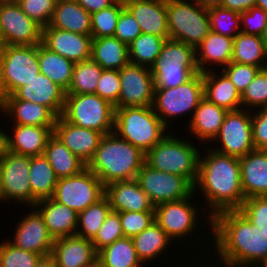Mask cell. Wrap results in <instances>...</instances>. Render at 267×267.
I'll return each instance as SVG.
<instances>
[{
	"label": "cell",
	"mask_w": 267,
	"mask_h": 267,
	"mask_svg": "<svg viewBox=\"0 0 267 267\" xmlns=\"http://www.w3.org/2000/svg\"><path fill=\"white\" fill-rule=\"evenodd\" d=\"M211 232V238H206L213 239L214 252L208 255L225 267H254L267 256V234L239 210L216 214Z\"/></svg>",
	"instance_id": "1"
},
{
	"label": "cell",
	"mask_w": 267,
	"mask_h": 267,
	"mask_svg": "<svg viewBox=\"0 0 267 267\" xmlns=\"http://www.w3.org/2000/svg\"><path fill=\"white\" fill-rule=\"evenodd\" d=\"M200 151L198 177L194 184V193L200 190L207 204L203 214L207 232L212 236V218L223 211L239 210L242 206L245 195L241 187V168L239 158L219 153L211 147L202 154ZM207 153V154H206ZM205 157H203L202 155ZM206 199V200H205ZM210 212V213H209ZM210 224V225H209Z\"/></svg>",
	"instance_id": "2"
},
{
	"label": "cell",
	"mask_w": 267,
	"mask_h": 267,
	"mask_svg": "<svg viewBox=\"0 0 267 267\" xmlns=\"http://www.w3.org/2000/svg\"><path fill=\"white\" fill-rule=\"evenodd\" d=\"M145 163V153L114 132L105 134L87 165L104 186L137 177Z\"/></svg>",
	"instance_id": "3"
},
{
	"label": "cell",
	"mask_w": 267,
	"mask_h": 267,
	"mask_svg": "<svg viewBox=\"0 0 267 267\" xmlns=\"http://www.w3.org/2000/svg\"><path fill=\"white\" fill-rule=\"evenodd\" d=\"M167 128L152 106L115 108L113 132L145 154L168 134Z\"/></svg>",
	"instance_id": "4"
},
{
	"label": "cell",
	"mask_w": 267,
	"mask_h": 267,
	"mask_svg": "<svg viewBox=\"0 0 267 267\" xmlns=\"http://www.w3.org/2000/svg\"><path fill=\"white\" fill-rule=\"evenodd\" d=\"M145 154L151 168L180 175L193 186L198 177L200 150L190 140L169 133Z\"/></svg>",
	"instance_id": "5"
},
{
	"label": "cell",
	"mask_w": 267,
	"mask_h": 267,
	"mask_svg": "<svg viewBox=\"0 0 267 267\" xmlns=\"http://www.w3.org/2000/svg\"><path fill=\"white\" fill-rule=\"evenodd\" d=\"M150 69L155 88H173L184 84L199 73L195 47L167 39Z\"/></svg>",
	"instance_id": "6"
},
{
	"label": "cell",
	"mask_w": 267,
	"mask_h": 267,
	"mask_svg": "<svg viewBox=\"0 0 267 267\" xmlns=\"http://www.w3.org/2000/svg\"><path fill=\"white\" fill-rule=\"evenodd\" d=\"M169 39L198 46L210 32L208 8L196 0H166Z\"/></svg>",
	"instance_id": "7"
},
{
	"label": "cell",
	"mask_w": 267,
	"mask_h": 267,
	"mask_svg": "<svg viewBox=\"0 0 267 267\" xmlns=\"http://www.w3.org/2000/svg\"><path fill=\"white\" fill-rule=\"evenodd\" d=\"M115 107L97 94H66L61 117L69 123L103 135L114 130Z\"/></svg>",
	"instance_id": "8"
},
{
	"label": "cell",
	"mask_w": 267,
	"mask_h": 267,
	"mask_svg": "<svg viewBox=\"0 0 267 267\" xmlns=\"http://www.w3.org/2000/svg\"><path fill=\"white\" fill-rule=\"evenodd\" d=\"M40 73L37 45H5L0 50V101Z\"/></svg>",
	"instance_id": "9"
},
{
	"label": "cell",
	"mask_w": 267,
	"mask_h": 267,
	"mask_svg": "<svg viewBox=\"0 0 267 267\" xmlns=\"http://www.w3.org/2000/svg\"><path fill=\"white\" fill-rule=\"evenodd\" d=\"M203 97V73L199 72L179 86L155 88L152 107L169 129L170 121L175 118L177 119L179 116L182 119V116L188 114V116H191L188 117L191 120L195 109Z\"/></svg>",
	"instance_id": "10"
},
{
	"label": "cell",
	"mask_w": 267,
	"mask_h": 267,
	"mask_svg": "<svg viewBox=\"0 0 267 267\" xmlns=\"http://www.w3.org/2000/svg\"><path fill=\"white\" fill-rule=\"evenodd\" d=\"M193 195H195L194 192L184 199L155 205V222L173 242L179 240L180 243L182 239L187 242L186 238L189 236L190 239L192 233L194 236V233L199 230L197 228L201 227V230L205 231L199 222L202 220L198 219L200 213H197L202 208L196 207L194 201L192 203L191 200L196 199Z\"/></svg>",
	"instance_id": "11"
},
{
	"label": "cell",
	"mask_w": 267,
	"mask_h": 267,
	"mask_svg": "<svg viewBox=\"0 0 267 267\" xmlns=\"http://www.w3.org/2000/svg\"><path fill=\"white\" fill-rule=\"evenodd\" d=\"M104 196L105 186L102 181L90 169L85 168L77 175L59 178L53 199L80 213Z\"/></svg>",
	"instance_id": "12"
},
{
	"label": "cell",
	"mask_w": 267,
	"mask_h": 267,
	"mask_svg": "<svg viewBox=\"0 0 267 267\" xmlns=\"http://www.w3.org/2000/svg\"><path fill=\"white\" fill-rule=\"evenodd\" d=\"M212 142L219 144L214 148L210 145L213 150L237 158L254 150L251 111L246 109L228 111L218 135Z\"/></svg>",
	"instance_id": "13"
},
{
	"label": "cell",
	"mask_w": 267,
	"mask_h": 267,
	"mask_svg": "<svg viewBox=\"0 0 267 267\" xmlns=\"http://www.w3.org/2000/svg\"><path fill=\"white\" fill-rule=\"evenodd\" d=\"M136 179L155 205L189 197L194 186L184 177L151 168L144 163Z\"/></svg>",
	"instance_id": "14"
},
{
	"label": "cell",
	"mask_w": 267,
	"mask_h": 267,
	"mask_svg": "<svg viewBox=\"0 0 267 267\" xmlns=\"http://www.w3.org/2000/svg\"><path fill=\"white\" fill-rule=\"evenodd\" d=\"M30 157L7 151L0 158L2 202L14 201L31 207Z\"/></svg>",
	"instance_id": "15"
},
{
	"label": "cell",
	"mask_w": 267,
	"mask_h": 267,
	"mask_svg": "<svg viewBox=\"0 0 267 267\" xmlns=\"http://www.w3.org/2000/svg\"><path fill=\"white\" fill-rule=\"evenodd\" d=\"M119 78L118 108L153 105L155 87L149 67L129 62L119 70Z\"/></svg>",
	"instance_id": "16"
},
{
	"label": "cell",
	"mask_w": 267,
	"mask_h": 267,
	"mask_svg": "<svg viewBox=\"0 0 267 267\" xmlns=\"http://www.w3.org/2000/svg\"><path fill=\"white\" fill-rule=\"evenodd\" d=\"M0 28L5 45L42 43V27L30 19L16 1L0 2Z\"/></svg>",
	"instance_id": "17"
},
{
	"label": "cell",
	"mask_w": 267,
	"mask_h": 267,
	"mask_svg": "<svg viewBox=\"0 0 267 267\" xmlns=\"http://www.w3.org/2000/svg\"><path fill=\"white\" fill-rule=\"evenodd\" d=\"M31 212L19 219L16 231L9 242L16 248L37 253L41 256L51 254L54 243L53 237L49 234L42 214L33 206Z\"/></svg>",
	"instance_id": "18"
},
{
	"label": "cell",
	"mask_w": 267,
	"mask_h": 267,
	"mask_svg": "<svg viewBox=\"0 0 267 267\" xmlns=\"http://www.w3.org/2000/svg\"><path fill=\"white\" fill-rule=\"evenodd\" d=\"M91 42V35L56 29L49 25L42 28V44L74 63L90 59Z\"/></svg>",
	"instance_id": "19"
},
{
	"label": "cell",
	"mask_w": 267,
	"mask_h": 267,
	"mask_svg": "<svg viewBox=\"0 0 267 267\" xmlns=\"http://www.w3.org/2000/svg\"><path fill=\"white\" fill-rule=\"evenodd\" d=\"M53 133L86 165L92 160L104 136L96 130L75 126L61 116L56 119Z\"/></svg>",
	"instance_id": "20"
},
{
	"label": "cell",
	"mask_w": 267,
	"mask_h": 267,
	"mask_svg": "<svg viewBox=\"0 0 267 267\" xmlns=\"http://www.w3.org/2000/svg\"><path fill=\"white\" fill-rule=\"evenodd\" d=\"M105 196L113 211H154V204L140 187L138 180L116 181L105 186Z\"/></svg>",
	"instance_id": "21"
},
{
	"label": "cell",
	"mask_w": 267,
	"mask_h": 267,
	"mask_svg": "<svg viewBox=\"0 0 267 267\" xmlns=\"http://www.w3.org/2000/svg\"><path fill=\"white\" fill-rule=\"evenodd\" d=\"M2 116L13 124L26 126H55L57 116L44 105L17 99L13 94L0 101Z\"/></svg>",
	"instance_id": "22"
},
{
	"label": "cell",
	"mask_w": 267,
	"mask_h": 267,
	"mask_svg": "<svg viewBox=\"0 0 267 267\" xmlns=\"http://www.w3.org/2000/svg\"><path fill=\"white\" fill-rule=\"evenodd\" d=\"M97 253L90 239L74 235L54 239L51 255L57 267H87L97 261Z\"/></svg>",
	"instance_id": "23"
},
{
	"label": "cell",
	"mask_w": 267,
	"mask_h": 267,
	"mask_svg": "<svg viewBox=\"0 0 267 267\" xmlns=\"http://www.w3.org/2000/svg\"><path fill=\"white\" fill-rule=\"evenodd\" d=\"M13 95L20 100L44 105L59 117L63 111L66 93L47 76L39 73Z\"/></svg>",
	"instance_id": "24"
},
{
	"label": "cell",
	"mask_w": 267,
	"mask_h": 267,
	"mask_svg": "<svg viewBox=\"0 0 267 267\" xmlns=\"http://www.w3.org/2000/svg\"><path fill=\"white\" fill-rule=\"evenodd\" d=\"M239 162L245 199L267 196V150L254 149L240 157Z\"/></svg>",
	"instance_id": "25"
},
{
	"label": "cell",
	"mask_w": 267,
	"mask_h": 267,
	"mask_svg": "<svg viewBox=\"0 0 267 267\" xmlns=\"http://www.w3.org/2000/svg\"><path fill=\"white\" fill-rule=\"evenodd\" d=\"M125 7L139 23L142 33L169 39L166 0H139L126 3Z\"/></svg>",
	"instance_id": "26"
},
{
	"label": "cell",
	"mask_w": 267,
	"mask_h": 267,
	"mask_svg": "<svg viewBox=\"0 0 267 267\" xmlns=\"http://www.w3.org/2000/svg\"><path fill=\"white\" fill-rule=\"evenodd\" d=\"M228 110L217 106L203 97L195 109L186 129L189 134L196 136L199 143H212L218 135ZM208 141V142H207ZM204 142V143H203Z\"/></svg>",
	"instance_id": "27"
},
{
	"label": "cell",
	"mask_w": 267,
	"mask_h": 267,
	"mask_svg": "<svg viewBox=\"0 0 267 267\" xmlns=\"http://www.w3.org/2000/svg\"><path fill=\"white\" fill-rule=\"evenodd\" d=\"M53 129L54 126L13 124V131L7 134L8 151L27 156L44 155L46 143L53 134Z\"/></svg>",
	"instance_id": "28"
},
{
	"label": "cell",
	"mask_w": 267,
	"mask_h": 267,
	"mask_svg": "<svg viewBox=\"0 0 267 267\" xmlns=\"http://www.w3.org/2000/svg\"><path fill=\"white\" fill-rule=\"evenodd\" d=\"M232 52L233 38L210 31L204 40L195 47L199 72L213 71L215 70L214 65L220 67L219 70H221L231 62Z\"/></svg>",
	"instance_id": "29"
},
{
	"label": "cell",
	"mask_w": 267,
	"mask_h": 267,
	"mask_svg": "<svg viewBox=\"0 0 267 267\" xmlns=\"http://www.w3.org/2000/svg\"><path fill=\"white\" fill-rule=\"evenodd\" d=\"M35 207L42 214L53 239L76 235L78 213L70 207L58 203L53 198L40 200Z\"/></svg>",
	"instance_id": "30"
},
{
	"label": "cell",
	"mask_w": 267,
	"mask_h": 267,
	"mask_svg": "<svg viewBox=\"0 0 267 267\" xmlns=\"http://www.w3.org/2000/svg\"><path fill=\"white\" fill-rule=\"evenodd\" d=\"M203 96L228 111L242 109L241 94L221 70L203 73Z\"/></svg>",
	"instance_id": "31"
},
{
	"label": "cell",
	"mask_w": 267,
	"mask_h": 267,
	"mask_svg": "<svg viewBox=\"0 0 267 267\" xmlns=\"http://www.w3.org/2000/svg\"><path fill=\"white\" fill-rule=\"evenodd\" d=\"M91 14L76 0H58L50 27L78 34L91 35Z\"/></svg>",
	"instance_id": "32"
},
{
	"label": "cell",
	"mask_w": 267,
	"mask_h": 267,
	"mask_svg": "<svg viewBox=\"0 0 267 267\" xmlns=\"http://www.w3.org/2000/svg\"><path fill=\"white\" fill-rule=\"evenodd\" d=\"M132 241L139 259L145 266L152 261L156 262V259L159 260V256H166L169 252L166 248L174 246L173 241L155 221L140 234L132 237Z\"/></svg>",
	"instance_id": "33"
},
{
	"label": "cell",
	"mask_w": 267,
	"mask_h": 267,
	"mask_svg": "<svg viewBox=\"0 0 267 267\" xmlns=\"http://www.w3.org/2000/svg\"><path fill=\"white\" fill-rule=\"evenodd\" d=\"M29 173L31 207L40 200L53 198L58 178L44 155L30 157Z\"/></svg>",
	"instance_id": "34"
},
{
	"label": "cell",
	"mask_w": 267,
	"mask_h": 267,
	"mask_svg": "<svg viewBox=\"0 0 267 267\" xmlns=\"http://www.w3.org/2000/svg\"><path fill=\"white\" fill-rule=\"evenodd\" d=\"M44 156L48 159L58 179L77 175L87 168V165L71 152L54 133L46 143Z\"/></svg>",
	"instance_id": "35"
},
{
	"label": "cell",
	"mask_w": 267,
	"mask_h": 267,
	"mask_svg": "<svg viewBox=\"0 0 267 267\" xmlns=\"http://www.w3.org/2000/svg\"><path fill=\"white\" fill-rule=\"evenodd\" d=\"M90 58L103 69L120 70L129 63L128 46L114 36L92 38Z\"/></svg>",
	"instance_id": "36"
},
{
	"label": "cell",
	"mask_w": 267,
	"mask_h": 267,
	"mask_svg": "<svg viewBox=\"0 0 267 267\" xmlns=\"http://www.w3.org/2000/svg\"><path fill=\"white\" fill-rule=\"evenodd\" d=\"M38 63L40 73L47 76L65 92L68 90L75 63L38 44Z\"/></svg>",
	"instance_id": "37"
},
{
	"label": "cell",
	"mask_w": 267,
	"mask_h": 267,
	"mask_svg": "<svg viewBox=\"0 0 267 267\" xmlns=\"http://www.w3.org/2000/svg\"><path fill=\"white\" fill-rule=\"evenodd\" d=\"M231 62L267 68V48L261 36L239 32L233 38Z\"/></svg>",
	"instance_id": "38"
},
{
	"label": "cell",
	"mask_w": 267,
	"mask_h": 267,
	"mask_svg": "<svg viewBox=\"0 0 267 267\" xmlns=\"http://www.w3.org/2000/svg\"><path fill=\"white\" fill-rule=\"evenodd\" d=\"M97 260L101 267L145 266L139 259L130 237H122L100 249L97 253Z\"/></svg>",
	"instance_id": "39"
},
{
	"label": "cell",
	"mask_w": 267,
	"mask_h": 267,
	"mask_svg": "<svg viewBox=\"0 0 267 267\" xmlns=\"http://www.w3.org/2000/svg\"><path fill=\"white\" fill-rule=\"evenodd\" d=\"M103 68L91 58L75 63L72 80L66 94H96Z\"/></svg>",
	"instance_id": "40"
},
{
	"label": "cell",
	"mask_w": 267,
	"mask_h": 267,
	"mask_svg": "<svg viewBox=\"0 0 267 267\" xmlns=\"http://www.w3.org/2000/svg\"><path fill=\"white\" fill-rule=\"evenodd\" d=\"M166 40L156 35L142 33L128 45L129 62L150 68Z\"/></svg>",
	"instance_id": "41"
},
{
	"label": "cell",
	"mask_w": 267,
	"mask_h": 267,
	"mask_svg": "<svg viewBox=\"0 0 267 267\" xmlns=\"http://www.w3.org/2000/svg\"><path fill=\"white\" fill-rule=\"evenodd\" d=\"M111 210L110 201L104 196L97 203L78 213L76 235L92 240Z\"/></svg>",
	"instance_id": "42"
},
{
	"label": "cell",
	"mask_w": 267,
	"mask_h": 267,
	"mask_svg": "<svg viewBox=\"0 0 267 267\" xmlns=\"http://www.w3.org/2000/svg\"><path fill=\"white\" fill-rule=\"evenodd\" d=\"M210 31L234 38L241 32L240 14L222 6L208 8Z\"/></svg>",
	"instance_id": "43"
},
{
	"label": "cell",
	"mask_w": 267,
	"mask_h": 267,
	"mask_svg": "<svg viewBox=\"0 0 267 267\" xmlns=\"http://www.w3.org/2000/svg\"><path fill=\"white\" fill-rule=\"evenodd\" d=\"M124 7V4L116 0L110 7L92 13L90 18L92 38L113 37Z\"/></svg>",
	"instance_id": "44"
},
{
	"label": "cell",
	"mask_w": 267,
	"mask_h": 267,
	"mask_svg": "<svg viewBox=\"0 0 267 267\" xmlns=\"http://www.w3.org/2000/svg\"><path fill=\"white\" fill-rule=\"evenodd\" d=\"M242 109L267 107V68L261 69L241 94Z\"/></svg>",
	"instance_id": "45"
},
{
	"label": "cell",
	"mask_w": 267,
	"mask_h": 267,
	"mask_svg": "<svg viewBox=\"0 0 267 267\" xmlns=\"http://www.w3.org/2000/svg\"><path fill=\"white\" fill-rule=\"evenodd\" d=\"M7 241L0 243V267H35L41 255L16 248Z\"/></svg>",
	"instance_id": "46"
},
{
	"label": "cell",
	"mask_w": 267,
	"mask_h": 267,
	"mask_svg": "<svg viewBox=\"0 0 267 267\" xmlns=\"http://www.w3.org/2000/svg\"><path fill=\"white\" fill-rule=\"evenodd\" d=\"M124 237L119 212L111 210L98 233L91 240L95 250L98 252L103 247Z\"/></svg>",
	"instance_id": "47"
},
{
	"label": "cell",
	"mask_w": 267,
	"mask_h": 267,
	"mask_svg": "<svg viewBox=\"0 0 267 267\" xmlns=\"http://www.w3.org/2000/svg\"><path fill=\"white\" fill-rule=\"evenodd\" d=\"M58 0H17L22 11L42 28L50 24Z\"/></svg>",
	"instance_id": "48"
},
{
	"label": "cell",
	"mask_w": 267,
	"mask_h": 267,
	"mask_svg": "<svg viewBox=\"0 0 267 267\" xmlns=\"http://www.w3.org/2000/svg\"><path fill=\"white\" fill-rule=\"evenodd\" d=\"M124 237H134L155 221L154 211L119 212Z\"/></svg>",
	"instance_id": "49"
},
{
	"label": "cell",
	"mask_w": 267,
	"mask_h": 267,
	"mask_svg": "<svg viewBox=\"0 0 267 267\" xmlns=\"http://www.w3.org/2000/svg\"><path fill=\"white\" fill-rule=\"evenodd\" d=\"M261 69V67L254 65L230 62L221 71L235 85L236 90L242 94Z\"/></svg>",
	"instance_id": "50"
},
{
	"label": "cell",
	"mask_w": 267,
	"mask_h": 267,
	"mask_svg": "<svg viewBox=\"0 0 267 267\" xmlns=\"http://www.w3.org/2000/svg\"><path fill=\"white\" fill-rule=\"evenodd\" d=\"M239 211L267 234V196L246 198Z\"/></svg>",
	"instance_id": "51"
},
{
	"label": "cell",
	"mask_w": 267,
	"mask_h": 267,
	"mask_svg": "<svg viewBox=\"0 0 267 267\" xmlns=\"http://www.w3.org/2000/svg\"><path fill=\"white\" fill-rule=\"evenodd\" d=\"M96 94L118 108L120 94L119 70L103 69L98 80Z\"/></svg>",
	"instance_id": "52"
},
{
	"label": "cell",
	"mask_w": 267,
	"mask_h": 267,
	"mask_svg": "<svg viewBox=\"0 0 267 267\" xmlns=\"http://www.w3.org/2000/svg\"><path fill=\"white\" fill-rule=\"evenodd\" d=\"M141 34L139 23L135 20L132 13L124 7L119 15L114 37L128 46Z\"/></svg>",
	"instance_id": "53"
},
{
	"label": "cell",
	"mask_w": 267,
	"mask_h": 267,
	"mask_svg": "<svg viewBox=\"0 0 267 267\" xmlns=\"http://www.w3.org/2000/svg\"><path fill=\"white\" fill-rule=\"evenodd\" d=\"M241 22V32L244 34L261 36L267 23V13L257 6L239 13Z\"/></svg>",
	"instance_id": "54"
},
{
	"label": "cell",
	"mask_w": 267,
	"mask_h": 267,
	"mask_svg": "<svg viewBox=\"0 0 267 267\" xmlns=\"http://www.w3.org/2000/svg\"><path fill=\"white\" fill-rule=\"evenodd\" d=\"M255 110L251 111L253 143L255 149L267 150V107Z\"/></svg>",
	"instance_id": "55"
},
{
	"label": "cell",
	"mask_w": 267,
	"mask_h": 267,
	"mask_svg": "<svg viewBox=\"0 0 267 267\" xmlns=\"http://www.w3.org/2000/svg\"><path fill=\"white\" fill-rule=\"evenodd\" d=\"M255 3L256 0H222L220 6L242 13L254 7Z\"/></svg>",
	"instance_id": "56"
},
{
	"label": "cell",
	"mask_w": 267,
	"mask_h": 267,
	"mask_svg": "<svg viewBox=\"0 0 267 267\" xmlns=\"http://www.w3.org/2000/svg\"><path fill=\"white\" fill-rule=\"evenodd\" d=\"M88 13L92 14L110 7L116 0H76Z\"/></svg>",
	"instance_id": "57"
},
{
	"label": "cell",
	"mask_w": 267,
	"mask_h": 267,
	"mask_svg": "<svg viewBox=\"0 0 267 267\" xmlns=\"http://www.w3.org/2000/svg\"><path fill=\"white\" fill-rule=\"evenodd\" d=\"M35 267H57L54 257L49 254L41 256L37 261Z\"/></svg>",
	"instance_id": "58"
},
{
	"label": "cell",
	"mask_w": 267,
	"mask_h": 267,
	"mask_svg": "<svg viewBox=\"0 0 267 267\" xmlns=\"http://www.w3.org/2000/svg\"><path fill=\"white\" fill-rule=\"evenodd\" d=\"M7 151H8L7 133H6V130L4 131V128H3V131H2V128H0V158Z\"/></svg>",
	"instance_id": "59"
},
{
	"label": "cell",
	"mask_w": 267,
	"mask_h": 267,
	"mask_svg": "<svg viewBox=\"0 0 267 267\" xmlns=\"http://www.w3.org/2000/svg\"><path fill=\"white\" fill-rule=\"evenodd\" d=\"M196 1L206 8H210L213 6H220L222 2V0H196Z\"/></svg>",
	"instance_id": "60"
},
{
	"label": "cell",
	"mask_w": 267,
	"mask_h": 267,
	"mask_svg": "<svg viewBox=\"0 0 267 267\" xmlns=\"http://www.w3.org/2000/svg\"><path fill=\"white\" fill-rule=\"evenodd\" d=\"M201 260H202V262H203V265H201V266L199 265V267H212V266H213V267H215V266H217V267H225V266H223L222 264H219V263H217V262L214 261V260H213V261H212V260L210 261L211 263L213 262L212 264H211L210 262L208 263V262H206V261H203L204 258L201 259ZM205 262H206V263H205ZM204 263H205V264H204ZM209 264H211V266H210ZM213 264H214V265H213ZM194 265H196V266H194ZM197 265H198V264H194V263H193V267H198ZM185 267H186V266H185Z\"/></svg>",
	"instance_id": "61"
},
{
	"label": "cell",
	"mask_w": 267,
	"mask_h": 267,
	"mask_svg": "<svg viewBox=\"0 0 267 267\" xmlns=\"http://www.w3.org/2000/svg\"><path fill=\"white\" fill-rule=\"evenodd\" d=\"M255 6L262 8L267 13V0H256Z\"/></svg>",
	"instance_id": "62"
},
{
	"label": "cell",
	"mask_w": 267,
	"mask_h": 267,
	"mask_svg": "<svg viewBox=\"0 0 267 267\" xmlns=\"http://www.w3.org/2000/svg\"><path fill=\"white\" fill-rule=\"evenodd\" d=\"M261 39L263 40L264 45L267 48V23H266L265 29L263 30V33L261 35Z\"/></svg>",
	"instance_id": "63"
},
{
	"label": "cell",
	"mask_w": 267,
	"mask_h": 267,
	"mask_svg": "<svg viewBox=\"0 0 267 267\" xmlns=\"http://www.w3.org/2000/svg\"><path fill=\"white\" fill-rule=\"evenodd\" d=\"M254 267H267V256Z\"/></svg>",
	"instance_id": "64"
},
{
	"label": "cell",
	"mask_w": 267,
	"mask_h": 267,
	"mask_svg": "<svg viewBox=\"0 0 267 267\" xmlns=\"http://www.w3.org/2000/svg\"><path fill=\"white\" fill-rule=\"evenodd\" d=\"M5 46V41H4V38H3V35H2V31H1V28H0V50Z\"/></svg>",
	"instance_id": "65"
},
{
	"label": "cell",
	"mask_w": 267,
	"mask_h": 267,
	"mask_svg": "<svg viewBox=\"0 0 267 267\" xmlns=\"http://www.w3.org/2000/svg\"><path fill=\"white\" fill-rule=\"evenodd\" d=\"M87 267H101V265H100V262L97 260L95 263Z\"/></svg>",
	"instance_id": "66"
},
{
	"label": "cell",
	"mask_w": 267,
	"mask_h": 267,
	"mask_svg": "<svg viewBox=\"0 0 267 267\" xmlns=\"http://www.w3.org/2000/svg\"><path fill=\"white\" fill-rule=\"evenodd\" d=\"M117 1H120L122 4H126V3H130L132 1H139V0H117Z\"/></svg>",
	"instance_id": "67"
},
{
	"label": "cell",
	"mask_w": 267,
	"mask_h": 267,
	"mask_svg": "<svg viewBox=\"0 0 267 267\" xmlns=\"http://www.w3.org/2000/svg\"><path fill=\"white\" fill-rule=\"evenodd\" d=\"M2 202V185H1V175H0V203Z\"/></svg>",
	"instance_id": "68"
},
{
	"label": "cell",
	"mask_w": 267,
	"mask_h": 267,
	"mask_svg": "<svg viewBox=\"0 0 267 267\" xmlns=\"http://www.w3.org/2000/svg\"><path fill=\"white\" fill-rule=\"evenodd\" d=\"M17 1V0H0V2Z\"/></svg>",
	"instance_id": "69"
}]
</instances>
